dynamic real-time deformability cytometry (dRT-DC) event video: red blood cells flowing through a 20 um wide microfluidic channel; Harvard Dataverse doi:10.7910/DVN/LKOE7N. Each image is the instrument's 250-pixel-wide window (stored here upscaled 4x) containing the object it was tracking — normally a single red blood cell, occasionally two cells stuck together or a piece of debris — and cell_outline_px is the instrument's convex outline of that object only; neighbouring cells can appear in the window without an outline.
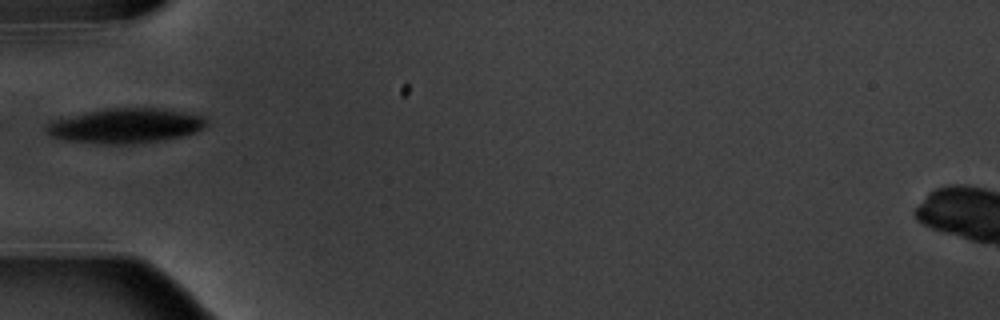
{"species": "common noctule bat (a hibernating species)", "species_latin": "Nyctalus noctula", "temperature_condition": "warm", "stored_images_in_passage": 5, "camera_frame_rate_fps": 3000, "um_per_image_px": 0.085, "animal": {"sex": "male", "body_mass_g": 20.1, "forearm_length_mm": 53.5}, "frame": {"image": 1, "passage_image": 5, "time_ms": 4.333, "image_size_px": [1000, 320], "cell_outline_px": [[208, 124], [204, 128], [196, 132], [184, 136], [164, 140], [132, 144], [96, 144], [64, 140], [52, 136], [44, 132], [44, 128], [52, 120], [88, 112], [108, 108], [160, 108], [184, 112], [204, 116], [208, 120]], "centroid_in_image_um": [10.7, 10.7], "position_along_channel_um": 74.3, "area_um2": 32.77}}